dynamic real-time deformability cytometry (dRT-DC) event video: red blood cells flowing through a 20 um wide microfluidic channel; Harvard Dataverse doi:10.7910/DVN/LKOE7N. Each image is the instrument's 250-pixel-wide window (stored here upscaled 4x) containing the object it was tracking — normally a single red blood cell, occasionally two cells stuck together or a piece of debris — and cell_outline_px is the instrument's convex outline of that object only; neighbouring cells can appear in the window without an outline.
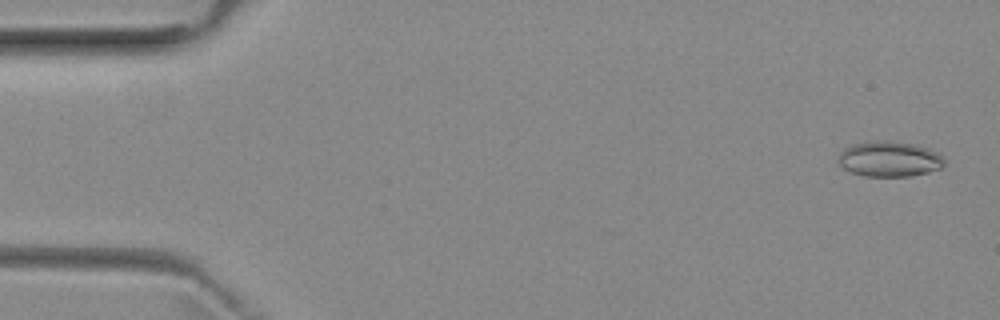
{"species": "common noctule bat (a hibernating species)", "species_latin": "Nyctalus noctula", "temperature_condition": "room temperature", "stored_images_in_passage": 52, "camera_frame_rate_fps": 3000, "um_per_image_px": 0.085, "animal": {"sex": "female", "body_mass_g": 29.2, "forearm_length_mm": 56.3}, "frame": {"image": 1, "passage_image": 2, "time_ms": 0.333, "image_size_px": [1000, 320], "cell_outline_px": [[944, 164], [940, 168], [928, 172], [912, 176], [864, 176], [852, 172], [844, 168], [840, 164], [840, 152], [844, 148], [852, 144], [876, 140], [912, 144], [928, 148], [936, 152], [944, 160]], "centroid_in_image_um": [75.59, 13.52], "position_along_channel_um": 9.4, "area_um2": 21.5}}
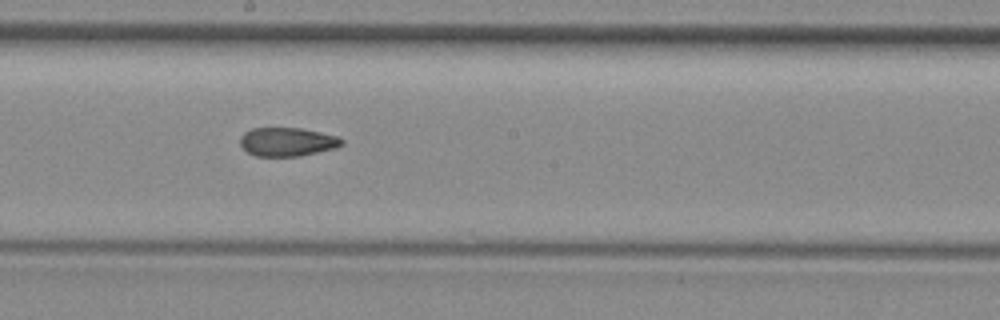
{"frame": {"image": 2, "passage_image": 28, "time_ms": 9.0, "image_size_px": [1000, 320], "cell_outline_px": [[344, 144], [336, 148], [300, 156], [256, 156], [248, 152], [240, 144], [240, 136], [244, 132], [252, 128], [300, 128], [320, 132], [336, 136], [344, 140]], "centroid_in_image_um": [24.42, 12.05], "position_along_channel_um": 223.8, "area_um2": 16.99}}
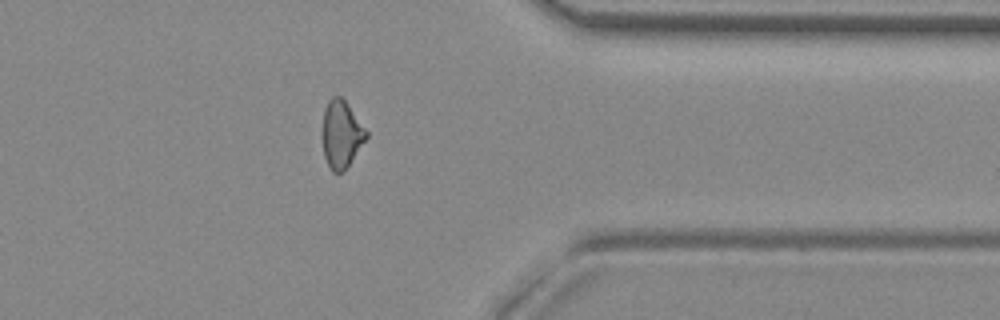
{"frame": {"image": 3, "passage_image": 41, "time_ms": 13.333, "image_size_px": [1000, 320], "cell_outline_px": [[368, 136], [348, 164], [340, 172], [332, 172], [324, 156], [324, 108], [328, 100], [332, 96], [340, 96], [348, 104], [368, 132]], "centroid_in_image_um": [29.03, 11.36], "position_along_channel_um": 382.4, "area_um2": 16.59}, "authors_computed_cell_mechanics": {"area_um2": 17.9469, "velocity_mm_per_s": 3.9715, "shape_relaxation_time_tau1_ms": null, "shape_relaxation_time_tau2_ms": 2.8449, "deformation_change_tau1": null, "deformation_change_tau2": 0.0882}}